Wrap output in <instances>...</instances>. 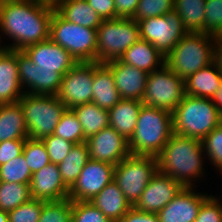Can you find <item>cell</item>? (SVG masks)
Here are the masks:
<instances>
[{"label": "cell", "mask_w": 222, "mask_h": 222, "mask_svg": "<svg viewBox=\"0 0 222 222\" xmlns=\"http://www.w3.org/2000/svg\"><path fill=\"white\" fill-rule=\"evenodd\" d=\"M55 7L38 0L0 2V30L13 39L2 48L24 50L50 39V23Z\"/></svg>", "instance_id": "6da1fadb"}, {"label": "cell", "mask_w": 222, "mask_h": 222, "mask_svg": "<svg viewBox=\"0 0 222 222\" xmlns=\"http://www.w3.org/2000/svg\"><path fill=\"white\" fill-rule=\"evenodd\" d=\"M203 152L200 139L173 133L156 156L158 171L169 175L184 187H192L193 179L204 176Z\"/></svg>", "instance_id": "7a4b0ae2"}, {"label": "cell", "mask_w": 222, "mask_h": 222, "mask_svg": "<svg viewBox=\"0 0 222 222\" xmlns=\"http://www.w3.org/2000/svg\"><path fill=\"white\" fill-rule=\"evenodd\" d=\"M173 134L172 113L143 105L129 140L131 155L157 156Z\"/></svg>", "instance_id": "3957f363"}, {"label": "cell", "mask_w": 222, "mask_h": 222, "mask_svg": "<svg viewBox=\"0 0 222 222\" xmlns=\"http://www.w3.org/2000/svg\"><path fill=\"white\" fill-rule=\"evenodd\" d=\"M173 133L202 140L222 123L210 98L184 95L172 112Z\"/></svg>", "instance_id": "277c9868"}, {"label": "cell", "mask_w": 222, "mask_h": 222, "mask_svg": "<svg viewBox=\"0 0 222 222\" xmlns=\"http://www.w3.org/2000/svg\"><path fill=\"white\" fill-rule=\"evenodd\" d=\"M214 62V36L187 32L165 57V65L184 80Z\"/></svg>", "instance_id": "5b68a950"}, {"label": "cell", "mask_w": 222, "mask_h": 222, "mask_svg": "<svg viewBox=\"0 0 222 222\" xmlns=\"http://www.w3.org/2000/svg\"><path fill=\"white\" fill-rule=\"evenodd\" d=\"M50 39L77 62H97V30L69 22L56 10L51 17Z\"/></svg>", "instance_id": "8992f818"}, {"label": "cell", "mask_w": 222, "mask_h": 222, "mask_svg": "<svg viewBox=\"0 0 222 222\" xmlns=\"http://www.w3.org/2000/svg\"><path fill=\"white\" fill-rule=\"evenodd\" d=\"M18 102L24 112L28 138L32 139L52 135L67 109L56 95L24 93Z\"/></svg>", "instance_id": "52a82bcc"}, {"label": "cell", "mask_w": 222, "mask_h": 222, "mask_svg": "<svg viewBox=\"0 0 222 222\" xmlns=\"http://www.w3.org/2000/svg\"><path fill=\"white\" fill-rule=\"evenodd\" d=\"M97 30V62L119 60L140 39L139 25L133 18L103 20Z\"/></svg>", "instance_id": "ba28073f"}, {"label": "cell", "mask_w": 222, "mask_h": 222, "mask_svg": "<svg viewBox=\"0 0 222 222\" xmlns=\"http://www.w3.org/2000/svg\"><path fill=\"white\" fill-rule=\"evenodd\" d=\"M157 171L155 156L129 155L115 165L114 181L134 205Z\"/></svg>", "instance_id": "9c48e42d"}, {"label": "cell", "mask_w": 222, "mask_h": 222, "mask_svg": "<svg viewBox=\"0 0 222 222\" xmlns=\"http://www.w3.org/2000/svg\"><path fill=\"white\" fill-rule=\"evenodd\" d=\"M185 95L184 79L166 65L149 73L142 103L173 112Z\"/></svg>", "instance_id": "30bf717a"}, {"label": "cell", "mask_w": 222, "mask_h": 222, "mask_svg": "<svg viewBox=\"0 0 222 222\" xmlns=\"http://www.w3.org/2000/svg\"><path fill=\"white\" fill-rule=\"evenodd\" d=\"M140 39L151 43L164 57L188 32L178 13L171 11L163 16L138 21Z\"/></svg>", "instance_id": "8fae6325"}, {"label": "cell", "mask_w": 222, "mask_h": 222, "mask_svg": "<svg viewBox=\"0 0 222 222\" xmlns=\"http://www.w3.org/2000/svg\"><path fill=\"white\" fill-rule=\"evenodd\" d=\"M93 62H77L63 77L57 98L67 109L90 103L93 96Z\"/></svg>", "instance_id": "7c38bea8"}, {"label": "cell", "mask_w": 222, "mask_h": 222, "mask_svg": "<svg viewBox=\"0 0 222 222\" xmlns=\"http://www.w3.org/2000/svg\"><path fill=\"white\" fill-rule=\"evenodd\" d=\"M114 169L112 164L90 159L69 189L68 198L72 201H91L114 180Z\"/></svg>", "instance_id": "4fadbf2b"}, {"label": "cell", "mask_w": 222, "mask_h": 222, "mask_svg": "<svg viewBox=\"0 0 222 222\" xmlns=\"http://www.w3.org/2000/svg\"><path fill=\"white\" fill-rule=\"evenodd\" d=\"M20 84L28 87L27 94L57 95L62 75L54 69L38 68L23 50H17Z\"/></svg>", "instance_id": "5bb4252c"}, {"label": "cell", "mask_w": 222, "mask_h": 222, "mask_svg": "<svg viewBox=\"0 0 222 222\" xmlns=\"http://www.w3.org/2000/svg\"><path fill=\"white\" fill-rule=\"evenodd\" d=\"M183 188L169 175L157 171L133 207L138 211L158 214Z\"/></svg>", "instance_id": "9a60e30c"}, {"label": "cell", "mask_w": 222, "mask_h": 222, "mask_svg": "<svg viewBox=\"0 0 222 222\" xmlns=\"http://www.w3.org/2000/svg\"><path fill=\"white\" fill-rule=\"evenodd\" d=\"M91 160L117 165L131 155L129 140L108 126L86 140Z\"/></svg>", "instance_id": "2e32d148"}, {"label": "cell", "mask_w": 222, "mask_h": 222, "mask_svg": "<svg viewBox=\"0 0 222 222\" xmlns=\"http://www.w3.org/2000/svg\"><path fill=\"white\" fill-rule=\"evenodd\" d=\"M38 68L54 69L62 76L77 63L71 54L51 39L30 45L23 50Z\"/></svg>", "instance_id": "e0dca14e"}, {"label": "cell", "mask_w": 222, "mask_h": 222, "mask_svg": "<svg viewBox=\"0 0 222 222\" xmlns=\"http://www.w3.org/2000/svg\"><path fill=\"white\" fill-rule=\"evenodd\" d=\"M105 65L111 70L121 99L142 101L149 73L114 60Z\"/></svg>", "instance_id": "ac0fdd59"}, {"label": "cell", "mask_w": 222, "mask_h": 222, "mask_svg": "<svg viewBox=\"0 0 222 222\" xmlns=\"http://www.w3.org/2000/svg\"><path fill=\"white\" fill-rule=\"evenodd\" d=\"M31 197L43 201H58L69 197V188L64 184L57 164L49 163L32 174Z\"/></svg>", "instance_id": "d6986e66"}, {"label": "cell", "mask_w": 222, "mask_h": 222, "mask_svg": "<svg viewBox=\"0 0 222 222\" xmlns=\"http://www.w3.org/2000/svg\"><path fill=\"white\" fill-rule=\"evenodd\" d=\"M209 195L195 193L184 187L157 215L160 222H194L203 201Z\"/></svg>", "instance_id": "ffe728a7"}, {"label": "cell", "mask_w": 222, "mask_h": 222, "mask_svg": "<svg viewBox=\"0 0 222 222\" xmlns=\"http://www.w3.org/2000/svg\"><path fill=\"white\" fill-rule=\"evenodd\" d=\"M17 50L0 45V104L17 103L26 91L20 84Z\"/></svg>", "instance_id": "44dd1931"}, {"label": "cell", "mask_w": 222, "mask_h": 222, "mask_svg": "<svg viewBox=\"0 0 222 222\" xmlns=\"http://www.w3.org/2000/svg\"><path fill=\"white\" fill-rule=\"evenodd\" d=\"M92 101L98 107L109 110L120 100L111 70L105 65L93 62Z\"/></svg>", "instance_id": "7402d4cb"}, {"label": "cell", "mask_w": 222, "mask_h": 222, "mask_svg": "<svg viewBox=\"0 0 222 222\" xmlns=\"http://www.w3.org/2000/svg\"><path fill=\"white\" fill-rule=\"evenodd\" d=\"M90 202L111 222H118L133 207L114 180Z\"/></svg>", "instance_id": "603a6c76"}, {"label": "cell", "mask_w": 222, "mask_h": 222, "mask_svg": "<svg viewBox=\"0 0 222 222\" xmlns=\"http://www.w3.org/2000/svg\"><path fill=\"white\" fill-rule=\"evenodd\" d=\"M222 71L215 62L189 75L184 80L185 94L198 98H210L221 86Z\"/></svg>", "instance_id": "cb8c5ba5"}, {"label": "cell", "mask_w": 222, "mask_h": 222, "mask_svg": "<svg viewBox=\"0 0 222 222\" xmlns=\"http://www.w3.org/2000/svg\"><path fill=\"white\" fill-rule=\"evenodd\" d=\"M142 106V101L121 99L114 107L108 110L109 126L127 140H130L135 132Z\"/></svg>", "instance_id": "d4e9b609"}, {"label": "cell", "mask_w": 222, "mask_h": 222, "mask_svg": "<svg viewBox=\"0 0 222 222\" xmlns=\"http://www.w3.org/2000/svg\"><path fill=\"white\" fill-rule=\"evenodd\" d=\"M119 60L148 73L165 65V57L151 43L143 39L135 42Z\"/></svg>", "instance_id": "484cf974"}, {"label": "cell", "mask_w": 222, "mask_h": 222, "mask_svg": "<svg viewBox=\"0 0 222 222\" xmlns=\"http://www.w3.org/2000/svg\"><path fill=\"white\" fill-rule=\"evenodd\" d=\"M27 138L28 131L21 104H0V142Z\"/></svg>", "instance_id": "4316f807"}, {"label": "cell", "mask_w": 222, "mask_h": 222, "mask_svg": "<svg viewBox=\"0 0 222 222\" xmlns=\"http://www.w3.org/2000/svg\"><path fill=\"white\" fill-rule=\"evenodd\" d=\"M55 10L67 21L87 28L97 29L103 21L86 0H64Z\"/></svg>", "instance_id": "83f0119b"}, {"label": "cell", "mask_w": 222, "mask_h": 222, "mask_svg": "<svg viewBox=\"0 0 222 222\" xmlns=\"http://www.w3.org/2000/svg\"><path fill=\"white\" fill-rule=\"evenodd\" d=\"M71 110L79 120L86 140L109 126L108 110L98 107L93 102L76 106Z\"/></svg>", "instance_id": "f1b7e54d"}, {"label": "cell", "mask_w": 222, "mask_h": 222, "mask_svg": "<svg viewBox=\"0 0 222 222\" xmlns=\"http://www.w3.org/2000/svg\"><path fill=\"white\" fill-rule=\"evenodd\" d=\"M90 160L86 142L74 144L64 160L58 164L61 178L70 189L76 182L81 170Z\"/></svg>", "instance_id": "f546056e"}, {"label": "cell", "mask_w": 222, "mask_h": 222, "mask_svg": "<svg viewBox=\"0 0 222 222\" xmlns=\"http://www.w3.org/2000/svg\"><path fill=\"white\" fill-rule=\"evenodd\" d=\"M206 0H174V11L178 13L188 32L204 33Z\"/></svg>", "instance_id": "4dcf8cb0"}, {"label": "cell", "mask_w": 222, "mask_h": 222, "mask_svg": "<svg viewBox=\"0 0 222 222\" xmlns=\"http://www.w3.org/2000/svg\"><path fill=\"white\" fill-rule=\"evenodd\" d=\"M29 185L0 181V209L9 212L32 199Z\"/></svg>", "instance_id": "1f68e13d"}, {"label": "cell", "mask_w": 222, "mask_h": 222, "mask_svg": "<svg viewBox=\"0 0 222 222\" xmlns=\"http://www.w3.org/2000/svg\"><path fill=\"white\" fill-rule=\"evenodd\" d=\"M53 134L74 144L86 142L82 126L71 109L62 114Z\"/></svg>", "instance_id": "d6a6232c"}, {"label": "cell", "mask_w": 222, "mask_h": 222, "mask_svg": "<svg viewBox=\"0 0 222 222\" xmlns=\"http://www.w3.org/2000/svg\"><path fill=\"white\" fill-rule=\"evenodd\" d=\"M32 172L24 159L23 153L0 166V181L30 184Z\"/></svg>", "instance_id": "836d02e7"}, {"label": "cell", "mask_w": 222, "mask_h": 222, "mask_svg": "<svg viewBox=\"0 0 222 222\" xmlns=\"http://www.w3.org/2000/svg\"><path fill=\"white\" fill-rule=\"evenodd\" d=\"M22 153L32 174L50 163V157L43 140L27 138Z\"/></svg>", "instance_id": "e575fe53"}, {"label": "cell", "mask_w": 222, "mask_h": 222, "mask_svg": "<svg viewBox=\"0 0 222 222\" xmlns=\"http://www.w3.org/2000/svg\"><path fill=\"white\" fill-rule=\"evenodd\" d=\"M39 222H72V200L44 201Z\"/></svg>", "instance_id": "d590c367"}, {"label": "cell", "mask_w": 222, "mask_h": 222, "mask_svg": "<svg viewBox=\"0 0 222 222\" xmlns=\"http://www.w3.org/2000/svg\"><path fill=\"white\" fill-rule=\"evenodd\" d=\"M174 11V0H139L135 15L137 22L149 17L163 16Z\"/></svg>", "instance_id": "8d00e7d4"}, {"label": "cell", "mask_w": 222, "mask_h": 222, "mask_svg": "<svg viewBox=\"0 0 222 222\" xmlns=\"http://www.w3.org/2000/svg\"><path fill=\"white\" fill-rule=\"evenodd\" d=\"M201 141L206 156L222 172V123Z\"/></svg>", "instance_id": "74e56055"}, {"label": "cell", "mask_w": 222, "mask_h": 222, "mask_svg": "<svg viewBox=\"0 0 222 222\" xmlns=\"http://www.w3.org/2000/svg\"><path fill=\"white\" fill-rule=\"evenodd\" d=\"M44 201L30 199L8 213L9 222H39Z\"/></svg>", "instance_id": "f35d334b"}, {"label": "cell", "mask_w": 222, "mask_h": 222, "mask_svg": "<svg viewBox=\"0 0 222 222\" xmlns=\"http://www.w3.org/2000/svg\"><path fill=\"white\" fill-rule=\"evenodd\" d=\"M72 222H111L90 201H72Z\"/></svg>", "instance_id": "ab89813d"}, {"label": "cell", "mask_w": 222, "mask_h": 222, "mask_svg": "<svg viewBox=\"0 0 222 222\" xmlns=\"http://www.w3.org/2000/svg\"><path fill=\"white\" fill-rule=\"evenodd\" d=\"M222 31V0L205 1L204 33L213 36Z\"/></svg>", "instance_id": "60d3db41"}, {"label": "cell", "mask_w": 222, "mask_h": 222, "mask_svg": "<svg viewBox=\"0 0 222 222\" xmlns=\"http://www.w3.org/2000/svg\"><path fill=\"white\" fill-rule=\"evenodd\" d=\"M42 140L50 157V163L57 165L64 160L74 145V143L55 136L54 134L49 135Z\"/></svg>", "instance_id": "b9f144b4"}, {"label": "cell", "mask_w": 222, "mask_h": 222, "mask_svg": "<svg viewBox=\"0 0 222 222\" xmlns=\"http://www.w3.org/2000/svg\"><path fill=\"white\" fill-rule=\"evenodd\" d=\"M194 222H222V203L213 195L208 196L202 203Z\"/></svg>", "instance_id": "7bdbcfd3"}, {"label": "cell", "mask_w": 222, "mask_h": 222, "mask_svg": "<svg viewBox=\"0 0 222 222\" xmlns=\"http://www.w3.org/2000/svg\"><path fill=\"white\" fill-rule=\"evenodd\" d=\"M25 140H6L0 142V166L23 152Z\"/></svg>", "instance_id": "ee69618b"}, {"label": "cell", "mask_w": 222, "mask_h": 222, "mask_svg": "<svg viewBox=\"0 0 222 222\" xmlns=\"http://www.w3.org/2000/svg\"><path fill=\"white\" fill-rule=\"evenodd\" d=\"M89 6L99 14L103 20L116 19L114 0H86Z\"/></svg>", "instance_id": "f6af8a7d"}, {"label": "cell", "mask_w": 222, "mask_h": 222, "mask_svg": "<svg viewBox=\"0 0 222 222\" xmlns=\"http://www.w3.org/2000/svg\"><path fill=\"white\" fill-rule=\"evenodd\" d=\"M118 222H160L155 213L138 211L132 207Z\"/></svg>", "instance_id": "bcb514c9"}, {"label": "cell", "mask_w": 222, "mask_h": 222, "mask_svg": "<svg viewBox=\"0 0 222 222\" xmlns=\"http://www.w3.org/2000/svg\"><path fill=\"white\" fill-rule=\"evenodd\" d=\"M117 18H132L135 15L139 0H114Z\"/></svg>", "instance_id": "7dc6e473"}, {"label": "cell", "mask_w": 222, "mask_h": 222, "mask_svg": "<svg viewBox=\"0 0 222 222\" xmlns=\"http://www.w3.org/2000/svg\"><path fill=\"white\" fill-rule=\"evenodd\" d=\"M214 62L222 71V36H214Z\"/></svg>", "instance_id": "c3c4849f"}, {"label": "cell", "mask_w": 222, "mask_h": 222, "mask_svg": "<svg viewBox=\"0 0 222 222\" xmlns=\"http://www.w3.org/2000/svg\"><path fill=\"white\" fill-rule=\"evenodd\" d=\"M212 102L218 109L219 115L222 119V82L221 86L217 89L215 95L212 97Z\"/></svg>", "instance_id": "681fc988"}, {"label": "cell", "mask_w": 222, "mask_h": 222, "mask_svg": "<svg viewBox=\"0 0 222 222\" xmlns=\"http://www.w3.org/2000/svg\"><path fill=\"white\" fill-rule=\"evenodd\" d=\"M38 1L42 2L43 4H47L49 6L56 7L60 2H62L64 0H38Z\"/></svg>", "instance_id": "f907efd6"}, {"label": "cell", "mask_w": 222, "mask_h": 222, "mask_svg": "<svg viewBox=\"0 0 222 222\" xmlns=\"http://www.w3.org/2000/svg\"><path fill=\"white\" fill-rule=\"evenodd\" d=\"M0 222H9L8 213L0 209Z\"/></svg>", "instance_id": "816d5d0a"}, {"label": "cell", "mask_w": 222, "mask_h": 222, "mask_svg": "<svg viewBox=\"0 0 222 222\" xmlns=\"http://www.w3.org/2000/svg\"><path fill=\"white\" fill-rule=\"evenodd\" d=\"M3 1H16V0H0V2H3Z\"/></svg>", "instance_id": "f5cc1de1"}, {"label": "cell", "mask_w": 222, "mask_h": 222, "mask_svg": "<svg viewBox=\"0 0 222 222\" xmlns=\"http://www.w3.org/2000/svg\"><path fill=\"white\" fill-rule=\"evenodd\" d=\"M215 36H222V31L218 35H215Z\"/></svg>", "instance_id": "db71d44e"}]
</instances>
